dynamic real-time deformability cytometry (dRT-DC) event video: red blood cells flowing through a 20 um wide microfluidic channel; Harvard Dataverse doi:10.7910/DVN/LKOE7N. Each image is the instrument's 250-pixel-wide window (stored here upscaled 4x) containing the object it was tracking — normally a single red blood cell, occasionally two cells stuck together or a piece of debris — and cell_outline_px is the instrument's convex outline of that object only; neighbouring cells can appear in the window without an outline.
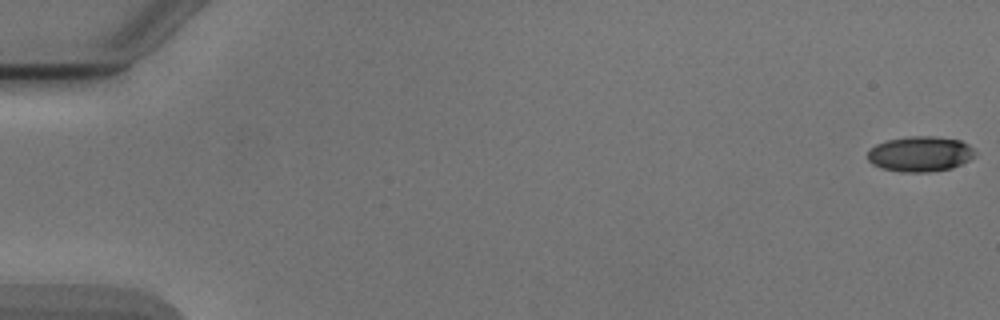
{"species": "Egyptian fruit bat (a non-hibernating species)", "species_latin": "Rousettus aegyptiacus", "temperature_condition": "cold", "stored_images_in_passage": 54, "camera_frame_rate_fps": 3000, "um_per_image_px": 0.085, "animal": {"sex": "male"}, "frame": {"image": 1, "passage_image": 1, "time_ms": 0.0, "image_size_px": [1000, 320], "cell_outline_px": [[976, 156], [952, 168], [928, 172], [900, 172], [880, 168], [872, 164], [868, 160], [868, 152], [876, 144], [888, 140], [908, 136], [936, 136], [960, 140], [968, 144], [976, 152]], "centroid_in_image_um": [78.22, 13.09], "position_along_channel_um": 6.8, "area_um2": 22.2}}
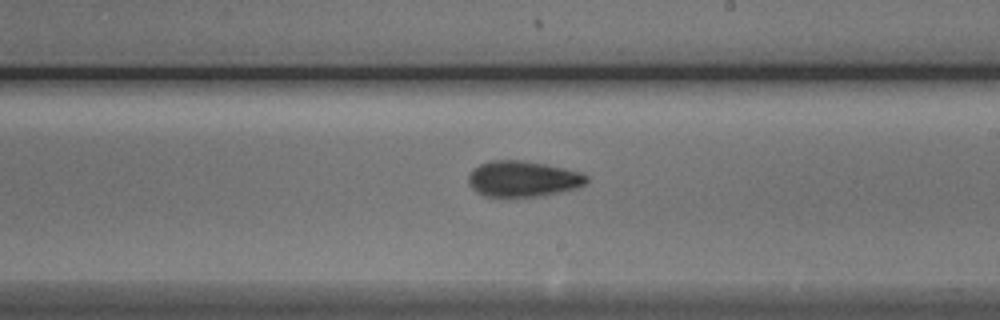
{"frame": {"image": 2, "passage_image": 32, "time_ms": 10.333, "image_size_px": [1000, 320], "cell_outline_px": [[588, 180], [584, 184], [576, 188], [544, 196], [484, 196], [476, 192], [468, 184], [468, 176], [480, 164], [492, 160], [524, 160], [544, 164], [580, 172], [588, 176]], "centroid_in_image_um": [44.44, 15.2], "position_along_channel_um": 244.6, "area_um2": 24.51}}
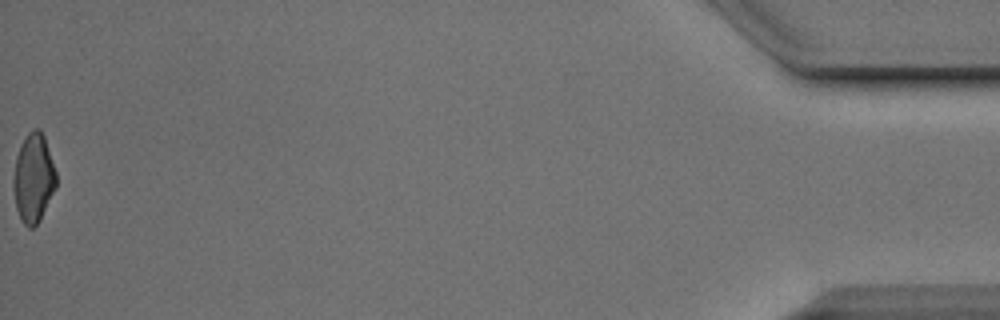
{"frame": {"image": 3, "passage_image": 54, "time_ms": 17.667, "image_size_px": [1000, 320], "cell_outline_px": [[56, 188], [40, 220], [32, 228], [28, 228], [20, 220], [16, 208], [12, 184], [12, 176], [16, 156], [28, 132], [32, 128], [40, 128], [44, 136], [56, 172]], "centroid_in_image_um": [2.83, 15.15], "position_along_channel_um": 432.4, "area_um2": 22.31}, "authors_computed_cell_mechanics": {"area_um2": 23.0911, "velocity_mm_per_s": 3.899, "shape_relaxation_time_tau1_ms": 4.9977, "shape_relaxation_time_tau2_ms": 3.8073, "deformation_change_tau1": 0.16, "deformation_change_tau2": 0.1097}}